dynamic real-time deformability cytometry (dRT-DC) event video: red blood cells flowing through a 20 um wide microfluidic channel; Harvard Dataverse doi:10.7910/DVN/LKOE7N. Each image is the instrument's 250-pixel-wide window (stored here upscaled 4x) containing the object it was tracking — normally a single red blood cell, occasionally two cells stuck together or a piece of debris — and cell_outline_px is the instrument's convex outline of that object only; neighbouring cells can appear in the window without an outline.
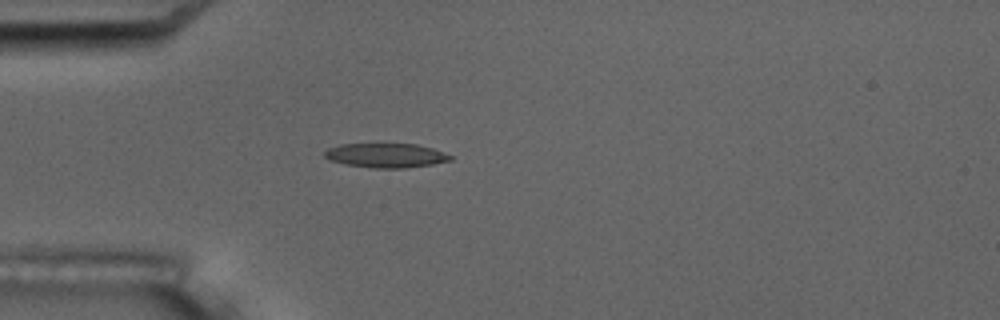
{"species": "common noctule bat (a hibernating species)", "species_latin": "Nyctalus noctula", "temperature_condition": "room temperature", "stored_images_in_passage": 5, "camera_frame_rate_fps": 3000, "um_per_image_px": 0.085, "animal": {"sex": "male", "body_mass_g": 17.5, "forearm_length_mm": 52.3}, "frame": {"image": 1, "passage_image": 5, "time_ms": 5.333, "image_size_px": [1000, 320], "cell_outline_px": [[452, 160], [432, 164], [404, 168], [372, 168], [348, 164], [328, 160], [324, 156], [324, 152], [328, 148], [340, 144], [380, 140], [416, 144], [432, 148], [444, 152], [452, 156]], "centroid_in_image_um": [32.76, 13.14], "position_along_channel_um": 52.2, "area_um2": 18.84}}